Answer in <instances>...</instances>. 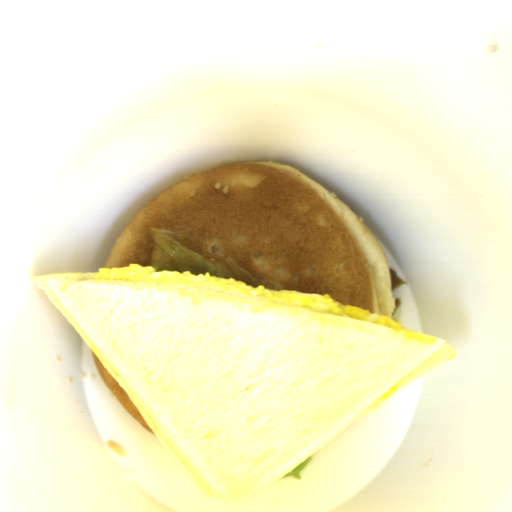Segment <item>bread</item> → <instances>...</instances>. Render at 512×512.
Returning a JSON list of instances; mask_svg holds the SVG:
<instances>
[{
	"label": "bread",
	"mask_w": 512,
	"mask_h": 512,
	"mask_svg": "<svg viewBox=\"0 0 512 512\" xmlns=\"http://www.w3.org/2000/svg\"><path fill=\"white\" fill-rule=\"evenodd\" d=\"M98 273L33 281L228 510L458 353L407 329Z\"/></svg>",
	"instance_id": "8d2b1439"
},
{
	"label": "bread",
	"mask_w": 512,
	"mask_h": 512,
	"mask_svg": "<svg viewBox=\"0 0 512 512\" xmlns=\"http://www.w3.org/2000/svg\"><path fill=\"white\" fill-rule=\"evenodd\" d=\"M151 228L195 239L214 259L230 257L271 292L328 295L393 319L379 242L341 200L291 167L238 162L163 188L127 223L102 268L151 267Z\"/></svg>",
	"instance_id": "cb027b5d"
},
{
	"label": "bread",
	"mask_w": 512,
	"mask_h": 512,
	"mask_svg": "<svg viewBox=\"0 0 512 512\" xmlns=\"http://www.w3.org/2000/svg\"><path fill=\"white\" fill-rule=\"evenodd\" d=\"M92 360L94 363L95 370L110 394L118 402L121 408L130 415L141 427H143L149 434H154L152 429L149 427L143 416L140 414L134 403L131 401L126 392L98 359L91 349ZM155 435V434H154Z\"/></svg>",
	"instance_id": "b6be36c0"
}]
</instances>
